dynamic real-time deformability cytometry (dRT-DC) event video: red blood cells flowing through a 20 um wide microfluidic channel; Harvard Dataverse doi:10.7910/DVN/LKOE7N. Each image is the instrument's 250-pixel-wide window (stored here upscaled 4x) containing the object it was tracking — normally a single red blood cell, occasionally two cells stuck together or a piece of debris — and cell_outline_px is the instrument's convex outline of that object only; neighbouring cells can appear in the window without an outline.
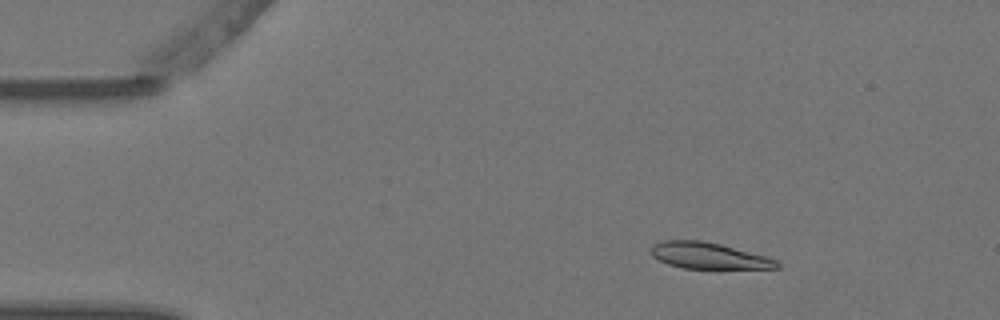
{"species": "Egyptian fruit bat (a non-hibernating species)", "species_latin": "Rousettus aegyptiacus", "temperature_condition": "warm", "stored_images_in_passage": 4, "camera_frame_rate_fps": 3000, "um_per_image_px": 0.085, "animal": {"sex": "female"}, "frame": {"image": 1, "passage_image": 3, "time_ms": 0.667, "image_size_px": [1000, 320], "cell_outline_px": [[780, 268], [684, 268], [668, 264], [652, 256], [652, 244], [664, 240], [700, 240], [720, 244], [768, 256], [776, 260], [780, 264]], "centroid_in_image_um": [60.25, 21.72], "position_along_channel_um": 24.8, "area_um2": 19.13}}